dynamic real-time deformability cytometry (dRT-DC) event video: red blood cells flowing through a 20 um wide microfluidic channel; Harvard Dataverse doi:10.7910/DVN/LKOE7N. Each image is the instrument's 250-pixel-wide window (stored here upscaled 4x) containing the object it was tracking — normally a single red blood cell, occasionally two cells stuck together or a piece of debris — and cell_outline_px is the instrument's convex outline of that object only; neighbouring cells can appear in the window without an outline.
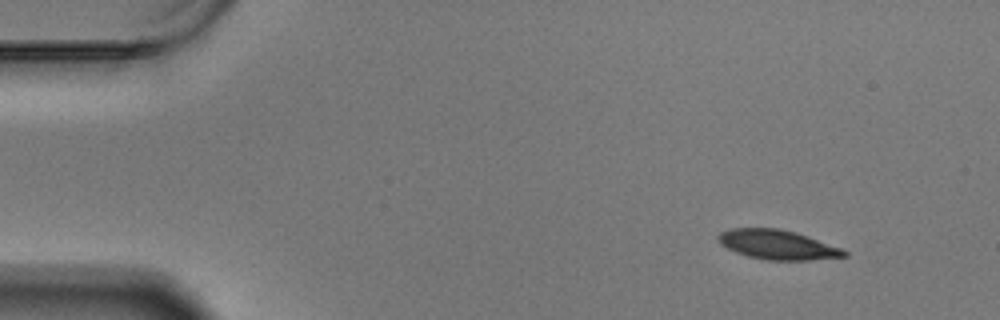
{"species": "Egyptian fruit bat (a non-hibernating species)", "species_latin": "Rousettus aegyptiacus", "temperature_condition": "warm", "stored_images_in_passage": 54, "camera_frame_rate_fps": 3000, "um_per_image_px": 0.085, "animal": {"sex": "male"}, "frame": {"image": 1, "passage_image": 1, "time_ms": 0.0, "image_size_px": [1000, 320], "cell_outline_px": [[848, 256], [812, 260], [768, 260], [748, 256], [736, 252], [720, 244], [716, 236], [720, 232], [728, 228], [780, 228], [796, 232], [808, 236], [840, 248], [848, 252]], "centroid_in_image_um": [66.07, 20.79], "position_along_channel_um": 18.9, "area_um2": 21.68}}
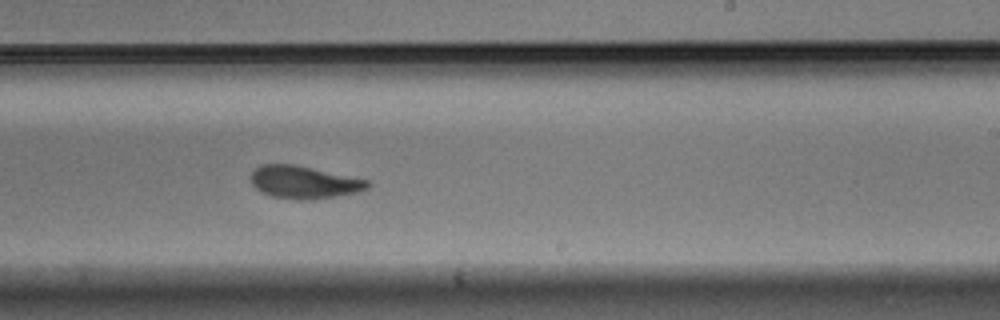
{"frame": {"image": 2, "passage_image": 31, "time_ms": 10.0, "image_size_px": [1000, 320], "cell_outline_px": [[372, 184], [368, 188], [360, 192], [312, 200], [296, 200], [272, 196], [260, 192], [252, 184], [248, 176], [260, 164], [292, 164], [368, 180]], "centroid_in_image_um": [25.81, 15.5], "position_along_channel_um": 263.2, "area_um2": 22.31}}
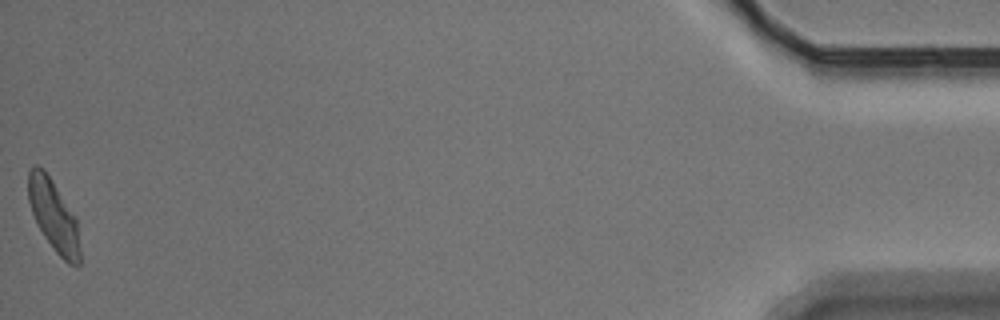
{"frame": {"image": 3, "passage_image": 54, "time_ms": 17.667, "image_size_px": [1000, 320], "cell_outline_px": [[80, 264], [76, 268], [68, 264], [56, 252], [44, 236], [32, 212], [28, 200], [28, 172], [32, 164], [36, 164], [44, 168], [76, 216], [80, 248]], "centroid_in_image_um": [4.57, 18.31], "position_along_channel_um": 430.6, "area_um2": 21.68}, "authors_computed_cell_mechanics": {"area_um2": 22.5131, "velocity_mm_per_s": 3.4143, "shape_relaxation_time_tau1_ms": 4.6779, "shape_relaxation_time_tau2_ms": 2.6839, "deformation_change_tau1": 0.1535, "deformation_change_tau2": 0.0767}}